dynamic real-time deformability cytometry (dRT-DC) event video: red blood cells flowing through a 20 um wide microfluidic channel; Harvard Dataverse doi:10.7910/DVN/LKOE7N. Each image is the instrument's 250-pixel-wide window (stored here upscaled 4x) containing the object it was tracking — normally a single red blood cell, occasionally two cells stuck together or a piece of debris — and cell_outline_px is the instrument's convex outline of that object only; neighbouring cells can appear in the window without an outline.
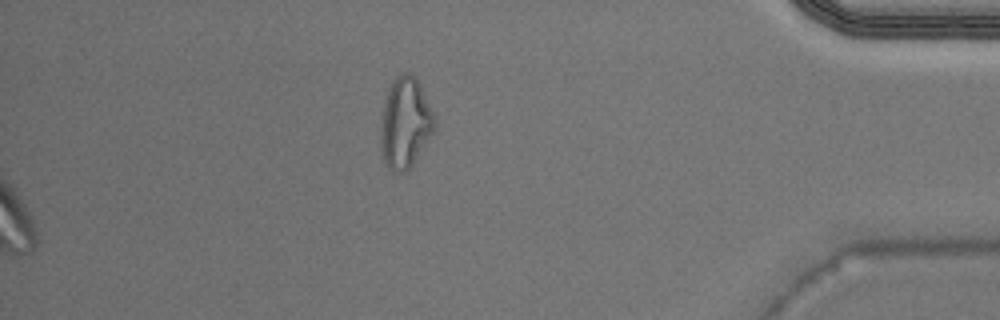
{"species": "Egyptian fruit bat (a non-hibernating species)", "species_latin": "Rousettus aegyptiacus", "temperature_condition": "warm", "stored_images_in_passage": 37, "camera_frame_rate_fps": 3000, "um_per_image_px": 0.085, "animal": {"sex": "male"}, "frame": {"image": 1, "passage_image": 37, "time_ms": 12.0, "image_size_px": [1000, 320], "cell_outline_px": [[436, 128], [412, 164], [404, 172], [392, 172], [388, 168], [384, 160], [380, 148], [380, 124], [384, 104], [388, 88], [392, 80], [396, 76], [404, 72], [408, 72], [416, 76], [420, 84], [432, 112], [436, 124]], "centroid_in_image_um": [34.41, 10.43], "position_along_channel_um": 400.8, "area_um2": 28.44}}